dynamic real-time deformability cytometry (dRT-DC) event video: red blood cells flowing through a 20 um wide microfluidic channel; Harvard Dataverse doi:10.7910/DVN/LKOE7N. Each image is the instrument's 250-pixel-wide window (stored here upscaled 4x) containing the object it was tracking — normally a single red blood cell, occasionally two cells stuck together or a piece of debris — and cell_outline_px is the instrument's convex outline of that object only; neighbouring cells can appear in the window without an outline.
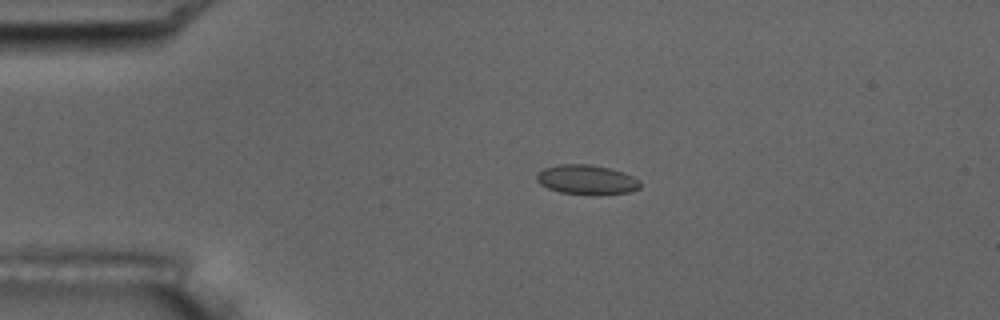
{"species": "common noctule bat (a hibernating species)", "species_latin": "Nyctalus noctula", "temperature_condition": "room temperature", "stored_images_in_passage": 9, "camera_frame_rate_fps": 3000, "um_per_image_px": 0.085, "animal": {"sex": "male", "body_mass_g": 17.5, "forearm_length_mm": 52.3}, "frame": {"image": 1, "passage_image": 4, "time_ms": 3.667, "image_size_px": [1000, 320], "cell_outline_px": [[640, 188], [628, 192], [596, 196], [592, 196], [560, 192], [548, 188], [540, 184], [536, 180], [536, 176], [544, 168], [560, 164], [588, 164], [608, 168], [624, 172], [640, 180]], "centroid_in_image_um": [49.88, 15.29], "position_along_channel_um": 35.1, "area_um2": 18.03}}
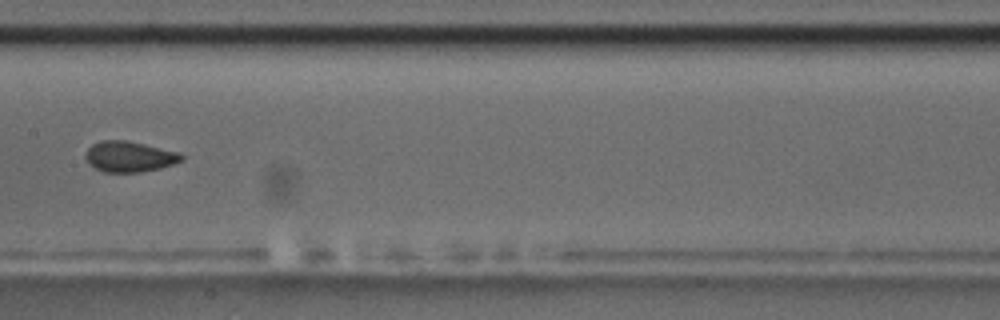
{"frame": {"image": 2, "passage_image": 9, "time_ms": 9.333, "image_size_px": [1000, 320], "cell_outline_px": [[184, 160], [160, 168], [140, 172], [104, 172], [88, 164], [84, 156], [88, 148], [92, 144], [100, 140], [128, 140], [180, 152], [184, 156]], "centroid_in_image_um": [10.99, 13.3], "position_along_channel_um": 196.4, "area_um2": 17.34}}